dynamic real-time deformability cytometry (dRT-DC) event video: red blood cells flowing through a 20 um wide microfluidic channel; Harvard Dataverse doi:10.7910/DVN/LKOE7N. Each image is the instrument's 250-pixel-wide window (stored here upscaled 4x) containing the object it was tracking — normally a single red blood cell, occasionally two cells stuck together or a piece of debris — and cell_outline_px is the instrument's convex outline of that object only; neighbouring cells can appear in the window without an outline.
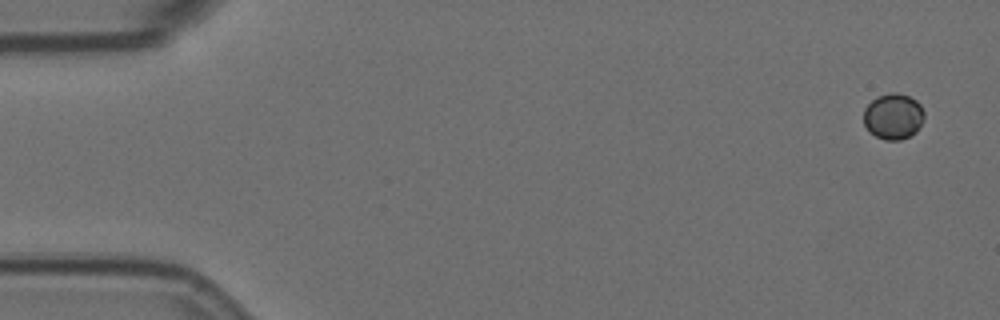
{"species": "Egyptian fruit bat (a non-hibernating species)", "species_latin": "Rousettus aegyptiacus", "temperature_condition": "room temperature", "stored_images_in_passage": 6, "camera_frame_rate_fps": 3000, "um_per_image_px": 0.085, "animal": {"sex": "female"}, "frame": {"image": 1, "passage_image": 1, "time_ms": 0.0, "image_size_px": [1000, 320], "cell_outline_px": [[924, 120], [916, 132], [900, 140], [884, 140], [868, 132], [864, 124], [864, 108], [876, 96], [892, 92], [896, 92], [908, 96], [916, 100], [920, 104], [924, 112]], "centroid_in_image_um": [75.92, 9.89], "position_along_channel_um": 9.1, "area_um2": 16.36}}
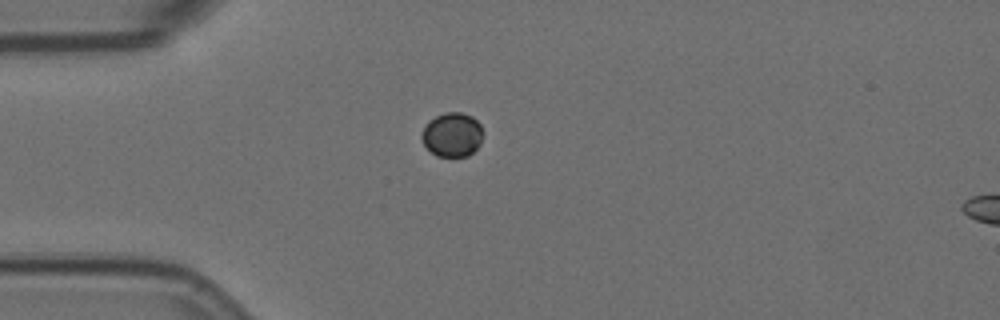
{"frame": {"image": 2, "passage_image": 5, "time_ms": 1.333, "image_size_px": [1000, 320], "cell_outline_px": [[484, 132], [480, 144], [468, 156], [436, 156], [424, 144], [420, 136], [428, 120], [444, 112], [460, 112], [472, 116], [480, 124]], "centroid_in_image_um": [38.45, 11.43], "position_along_channel_um": 46.6, "area_um2": 15.84}}
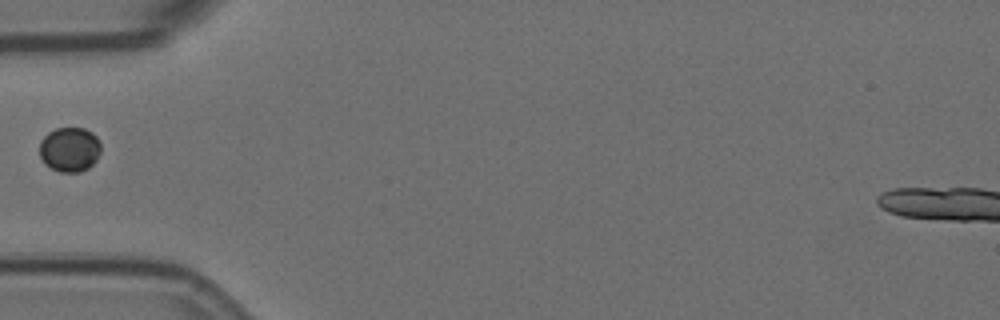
{"frame": {"image": 3, "passage_image": 6, "time_ms": 1.667, "image_size_px": [1000, 320], "cell_outline_px": [[100, 152], [96, 160], [88, 168], [80, 172], [60, 172], [44, 164], [40, 156], [40, 140], [48, 132], [56, 128], [84, 128], [92, 132], [96, 136], [100, 144]], "centroid_in_image_um": [5.91, 12.7], "position_along_channel_um": 79.1, "area_um2": 16.01}}